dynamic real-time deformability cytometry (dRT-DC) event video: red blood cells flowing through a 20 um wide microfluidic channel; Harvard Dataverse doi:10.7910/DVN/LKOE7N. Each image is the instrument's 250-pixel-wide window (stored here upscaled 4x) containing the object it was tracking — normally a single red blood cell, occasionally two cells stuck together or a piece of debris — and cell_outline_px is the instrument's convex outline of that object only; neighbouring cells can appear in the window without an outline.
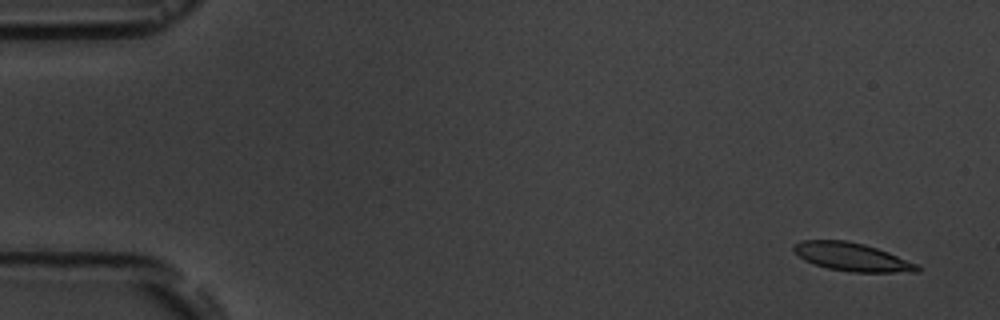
{"species": "common noctule bat (a hibernating species)", "species_latin": "Nyctalus noctula", "temperature_condition": "room temperature", "stored_images_in_passage": 4, "camera_frame_rate_fps": 3000, "um_per_image_px": 0.085, "animal": {"sex": "male", "body_mass_g": 19.5, "forearm_length_mm": 54.6}, "frame": {"image": 1, "passage_image": 1, "time_ms": 0.0, "image_size_px": [1000, 320], "cell_outline_px": [[920, 272], [852, 272], [828, 268], [804, 260], [792, 248], [792, 244], [800, 240], [844, 240], [864, 244], [888, 252], [920, 264]], "centroid_in_image_um": [72.45, 21.84], "position_along_channel_um": 12.6, "area_um2": 20.35}}
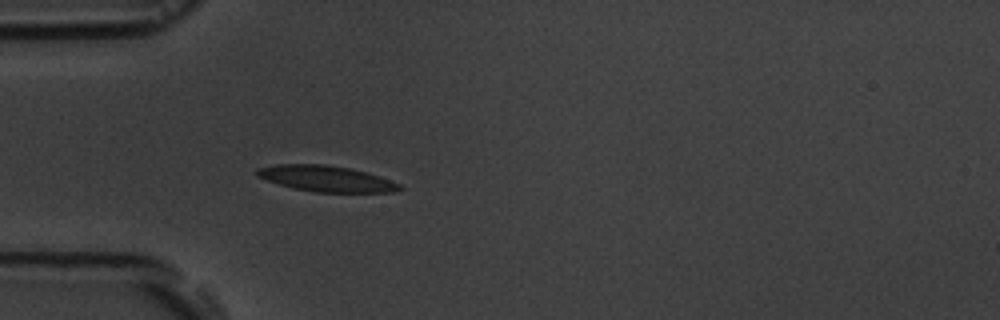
{"frame": {"image": 2, "passage_image": 4, "time_ms": 4.667, "image_size_px": [1000, 320], "cell_outline_px": [[404, 188], [392, 192], [316, 192], [292, 188], [256, 176], [256, 168], [276, 164], [324, 164], [348, 168], [364, 172], [400, 184]], "centroid_in_image_um": [27.67, 15.18], "position_along_channel_um": 57.3, "area_um2": 21.21}}